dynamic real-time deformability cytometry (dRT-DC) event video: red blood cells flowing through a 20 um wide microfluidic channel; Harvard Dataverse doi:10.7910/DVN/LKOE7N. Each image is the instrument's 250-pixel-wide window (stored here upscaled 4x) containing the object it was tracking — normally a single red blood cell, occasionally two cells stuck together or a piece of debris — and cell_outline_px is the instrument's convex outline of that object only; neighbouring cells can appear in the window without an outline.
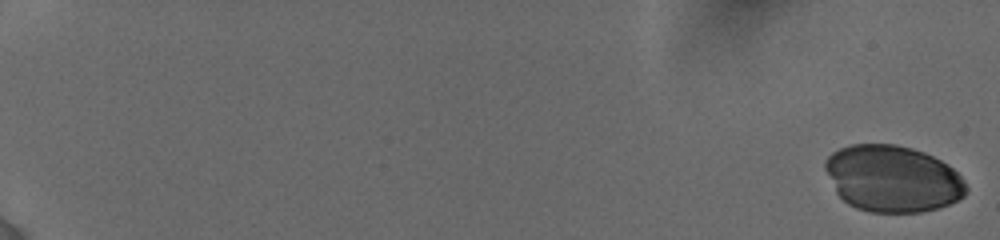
{"species": "human", "species_latin": "Homo sapiens", "temperature_condition": "cold", "stored_images_in_passage": 44, "camera_frame_rate_fps": 3000, "um_per_image_px": 0.085, "donor": {"sex": "female"}, "frame": {"image": 1, "passage_image": 1, "time_ms": 0.0, "image_size_px": [1000, 240], "cell_outline_px": [[968, 192], [964, 196], [948, 204], [936, 208], [920, 212], [868, 212], [856, 208], [848, 204], [836, 192], [824, 168], [824, 160], [832, 152], [840, 148], [852, 144], [896, 144], [912, 148], [924, 152], [948, 164], [964, 180], [968, 188]], "centroid_in_image_um": [75.86, 15.18], "position_along_channel_um": 9.1, "area_um2": 54.79}}
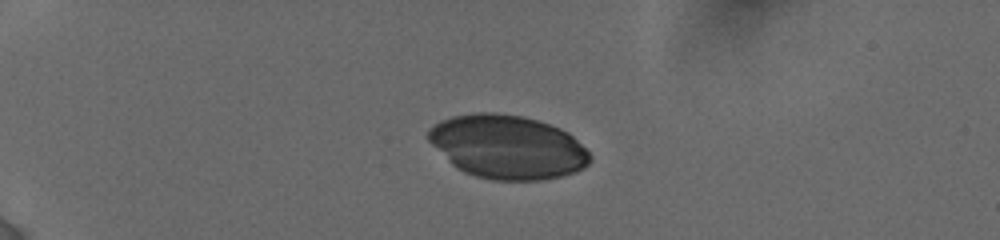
{"frame": {"image": 2, "passage_image": 21, "time_ms": 5.0, "image_size_px": [1000, 240], "cell_outline_px": [[592, 160], [584, 168], [576, 172], [560, 176], [540, 180], [492, 180], [476, 176], [464, 172], [456, 168], [428, 140], [428, 128], [440, 120], [452, 116], [476, 112], [496, 112], [524, 116], [560, 128], [568, 132], [592, 156]], "centroid_in_image_um": [43.13, 12.48], "position_along_channel_um": 41.9, "area_um2": 60.0}}